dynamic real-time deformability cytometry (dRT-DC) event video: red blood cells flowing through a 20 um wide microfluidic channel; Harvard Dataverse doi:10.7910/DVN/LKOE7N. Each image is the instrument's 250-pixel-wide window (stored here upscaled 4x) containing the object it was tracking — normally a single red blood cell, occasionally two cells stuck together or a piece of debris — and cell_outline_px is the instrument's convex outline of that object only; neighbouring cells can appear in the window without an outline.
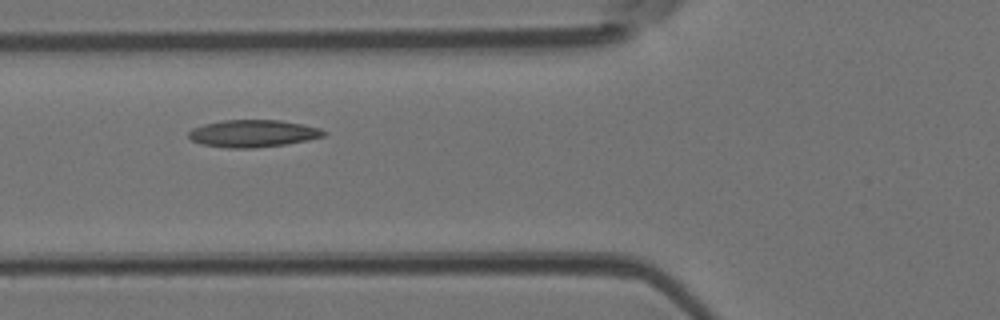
{"species": "Egyptian fruit bat (a non-hibernating species)", "species_latin": "Rousettus aegyptiacus", "temperature_condition": "room temperature", "stored_images_in_passage": 7, "camera_frame_rate_fps": 3000, "um_per_image_px": 0.085, "animal": {"sex": "female"}, "frame": {"image": 1, "passage_image": 4, "time_ms": 1.0, "image_size_px": [1000, 320], "cell_outline_px": [[328, 132], [324, 136], [308, 140], [284, 144], [256, 148], [228, 148], [200, 144], [192, 140], [188, 136], [188, 132], [192, 128], [204, 124], [224, 120], [280, 120], [320, 128]], "centroid_in_image_um": [21.49, 11.35], "position_along_channel_um": 104.3, "area_um2": 21.44}}
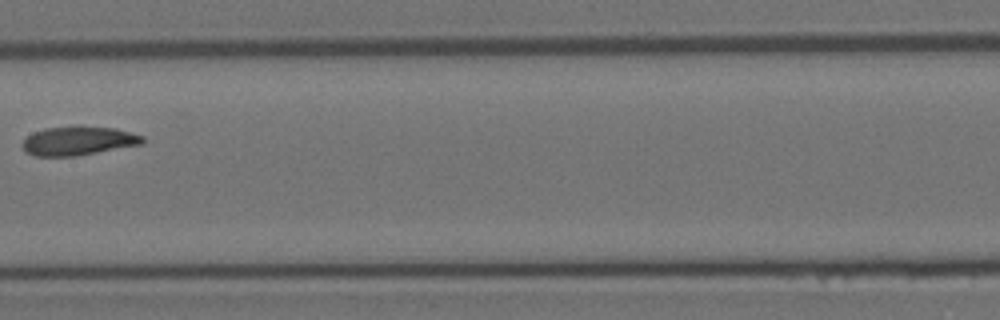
{"frame": {"image": 2, "passage_image": 6, "time_ms": 1.667, "image_size_px": [1000, 320], "cell_outline_px": [[144, 144], [76, 156], [36, 156], [28, 152], [20, 144], [32, 132], [48, 128], [116, 128], [144, 136]], "centroid_in_image_um": [6.69, 12.0], "position_along_channel_um": 200.7, "area_um2": 19.65}}
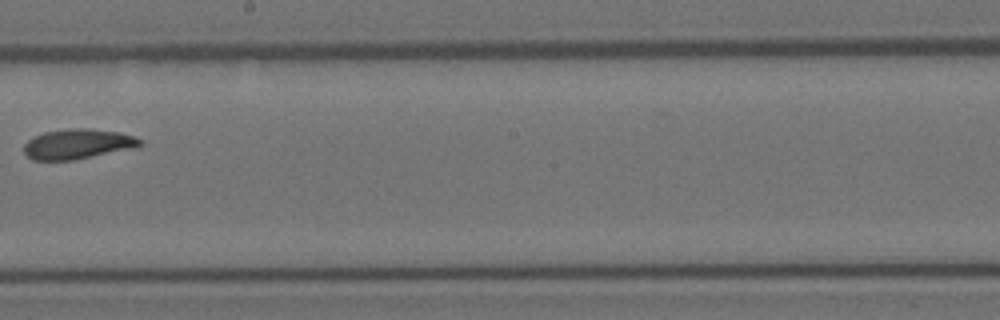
{"frame": {"image": 3, "passage_image": 7, "time_ms": 2.0, "image_size_px": [1000, 320], "cell_outline_px": [[144, 144], [136, 148], [72, 160], [32, 160], [24, 152], [24, 144], [28, 140], [44, 132], [68, 128], [92, 128], [120, 132], [144, 140]], "centroid_in_image_um": [6.65, 12.23], "position_along_channel_um": 241.5, "area_um2": 20.46}}